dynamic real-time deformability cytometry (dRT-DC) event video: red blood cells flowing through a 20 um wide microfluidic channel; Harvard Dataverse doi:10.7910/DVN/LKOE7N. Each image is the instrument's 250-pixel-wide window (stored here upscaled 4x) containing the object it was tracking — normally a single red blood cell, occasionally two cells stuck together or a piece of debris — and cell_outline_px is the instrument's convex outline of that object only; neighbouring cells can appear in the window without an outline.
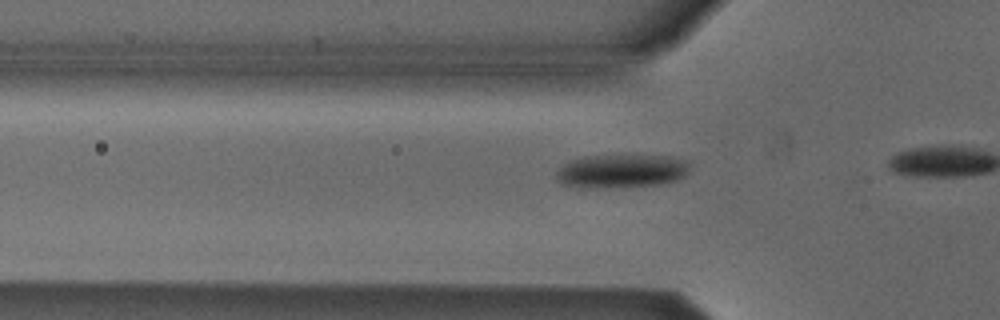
{"species": "Egyptian fruit bat (a non-hibernating species)", "species_latin": "Rousettus aegyptiacus", "temperature_condition": "cold", "stored_images_in_passage": 4, "segment_of_instrument_passage": [2, 2], "camera_frame_rate_fps": 3000, "um_per_image_px": 0.085, "animal": {"sex": "male"}, "frame": {"image": 1, "passage_image": 4, "time_ms": 4.667, "image_size_px": [1000, 320], "cell_outline_px": [[688, 172], [684, 176], [676, 180], [660, 184], [560, 184], [556, 176], [556, 172], [564, 164], [572, 160], [584, 156], [672, 156], [688, 160]], "centroid_in_image_um": [52.92, 14.46], "position_along_channel_um": 72.9, "area_um2": 24.28}}